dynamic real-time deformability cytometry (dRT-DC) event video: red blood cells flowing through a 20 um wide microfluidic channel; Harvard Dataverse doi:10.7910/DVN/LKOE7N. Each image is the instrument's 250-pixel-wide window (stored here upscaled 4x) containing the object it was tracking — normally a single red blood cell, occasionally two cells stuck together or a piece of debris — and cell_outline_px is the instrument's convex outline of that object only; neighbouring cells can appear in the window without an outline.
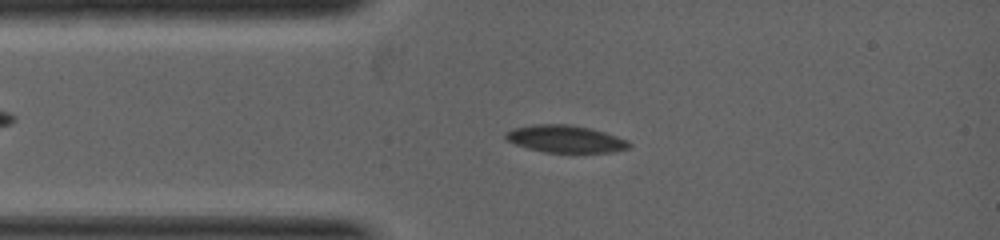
{"species": "common noctule bat (a hibernating species)", "species_latin": "Nyctalus noctula", "temperature_condition": "warm", "stored_images_in_passage": 9, "camera_frame_rate_fps": 5000, "um_per_image_px": 0.085, "animal": {"sex": "female", "body_mass_g": 19.0, "forearm_length_mm": 53.3}, "frame": {"image": 1, "passage_image": 4, "time_ms": 1.0, "image_size_px": [1000, 240], "cell_outline_px": [[632, 144], [628, 148], [612, 152], [544, 152], [528, 148], [504, 140], [504, 132], [512, 128], [532, 124], [572, 124], [604, 132], [628, 140]], "centroid_in_image_um": [48.01, 11.8], "position_along_channel_um": 37.0, "area_um2": 19.71}}
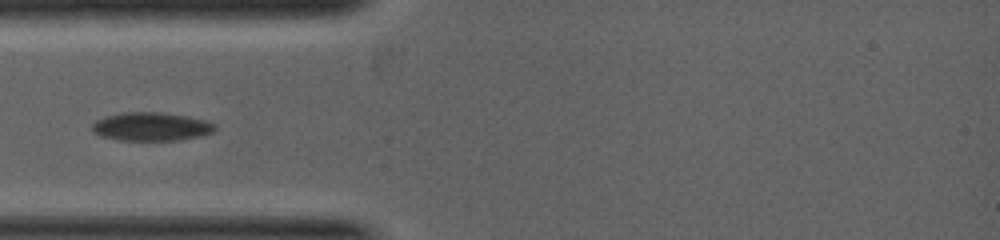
{"frame": {"image": 2, "passage_image": 6, "time_ms": 1.6, "image_size_px": [1000, 240], "cell_outline_px": [[216, 128], [212, 132], [200, 136], [180, 140], [120, 140], [100, 136], [92, 132], [92, 124], [96, 120], [108, 116], [124, 112], [160, 112], [188, 116], [204, 120], [216, 124]], "centroid_in_image_um": [12.85, 10.76], "position_along_channel_um": 72.1, "area_um2": 20.35}}
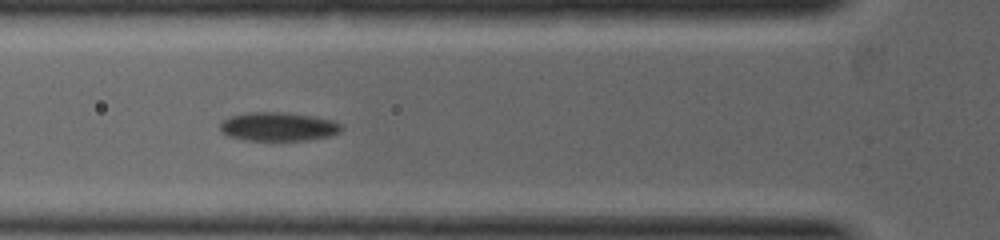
{"frame": {"image": 3, "passage_image": 8, "time_ms": 2.0, "image_size_px": [1000, 240], "cell_outline_px": [[344, 128], [340, 132], [332, 136], [308, 140], [244, 140], [228, 136], [220, 132], [220, 124], [228, 116], [248, 112], [284, 112], [312, 116], [332, 120], [340, 124]], "centroid_in_image_um": [23.65, 10.76], "position_along_channel_um": 102.2, "area_um2": 20.52}}